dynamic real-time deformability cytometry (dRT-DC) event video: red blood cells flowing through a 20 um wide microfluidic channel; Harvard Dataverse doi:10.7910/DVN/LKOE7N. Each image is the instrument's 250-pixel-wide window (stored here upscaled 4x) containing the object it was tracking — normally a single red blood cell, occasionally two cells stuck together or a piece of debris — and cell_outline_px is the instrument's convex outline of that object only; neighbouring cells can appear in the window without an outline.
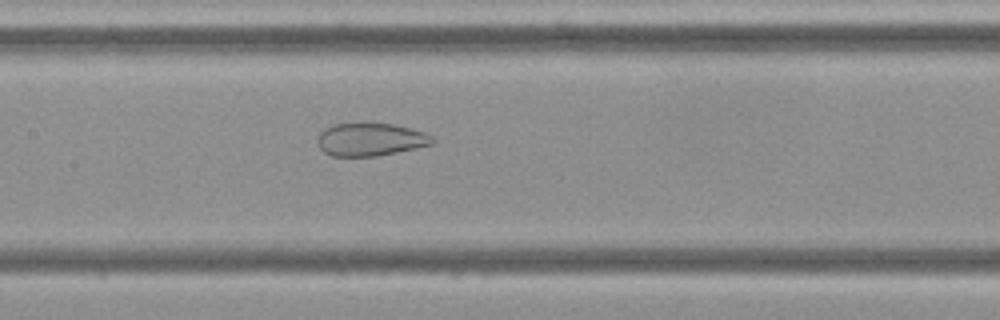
{"species": "Egyptian fruit bat (a non-hibernating species)", "species_latin": "Rousettus aegyptiacus", "temperature_condition": "cold", "stored_images_in_passage": 47, "camera_frame_rate_fps": 3000, "um_per_image_px": 0.085, "frame": {"image": 1, "passage_image": 28, "time_ms": 9.0, "image_size_px": [1000, 320], "cell_outline_px": [[428, 144], [392, 152], [368, 156], [336, 156], [328, 152], [320, 144], [320, 136], [328, 128], [340, 124], [388, 124], [420, 132]], "centroid_in_image_um": [31.36, 11.86], "position_along_channel_um": 176.0, "area_um2": 19.59}}
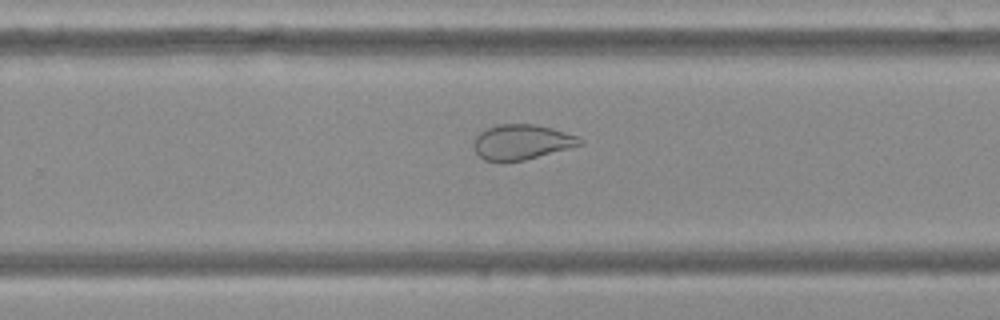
{"frame": {"image": 2, "passage_image": 37, "time_ms": 12.0, "image_size_px": [1000, 320], "cell_outline_px": [[576, 144], [520, 160], [488, 160], [480, 156], [476, 152], [476, 140], [484, 132], [492, 128], [508, 124], [528, 124], [548, 128], [572, 136]], "centroid_in_image_um": [44.21, 12.07], "position_along_channel_um": 285.6, "area_um2": 19.07}}
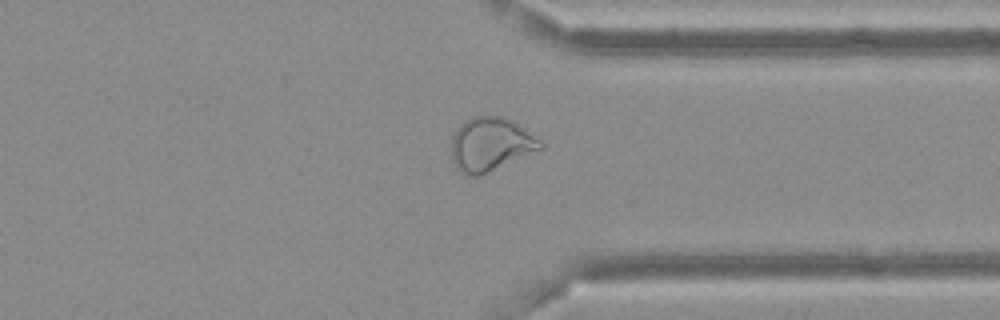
{"frame": {"image": 3, "passage_image": 44, "time_ms": 14.333, "image_size_px": [1000, 320], "cell_outline_px": [[532, 148], [484, 172], [468, 172], [460, 164], [456, 156], [456, 144], [460, 132], [468, 124], [476, 120], [500, 120], [524, 132], [528, 136]], "centroid_in_image_um": [41.6, 12.3], "position_along_channel_um": 369.8, "area_um2": 20.63}}